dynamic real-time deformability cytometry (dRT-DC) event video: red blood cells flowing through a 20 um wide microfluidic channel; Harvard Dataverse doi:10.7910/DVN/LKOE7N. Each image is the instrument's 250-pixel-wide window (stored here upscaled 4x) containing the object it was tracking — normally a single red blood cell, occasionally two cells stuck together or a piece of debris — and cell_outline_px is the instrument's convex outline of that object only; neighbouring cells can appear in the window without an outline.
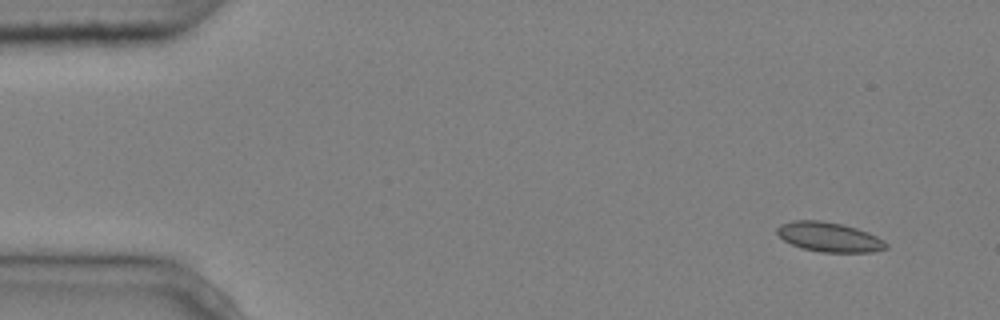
{"species": "common noctule bat (a hibernating species)", "species_latin": "Nyctalus noctula", "temperature_condition": "cold", "stored_images_in_passage": 3, "camera_frame_rate_fps": 3000, "um_per_image_px": 0.085, "animal": {"sex": "male", "body_mass_g": 20.4}, "frame": {"image": 1, "passage_image": 1, "time_ms": 0.0, "image_size_px": [1000, 320], "cell_outline_px": [[888, 248], [872, 252], [820, 252], [800, 248], [784, 240], [776, 232], [776, 228], [780, 224], [792, 220], [820, 220], [840, 224], [856, 228], [868, 232], [884, 240], [888, 244]], "centroid_in_image_um": [70.47, 20.15], "position_along_channel_um": 14.5, "area_um2": 18.84}}